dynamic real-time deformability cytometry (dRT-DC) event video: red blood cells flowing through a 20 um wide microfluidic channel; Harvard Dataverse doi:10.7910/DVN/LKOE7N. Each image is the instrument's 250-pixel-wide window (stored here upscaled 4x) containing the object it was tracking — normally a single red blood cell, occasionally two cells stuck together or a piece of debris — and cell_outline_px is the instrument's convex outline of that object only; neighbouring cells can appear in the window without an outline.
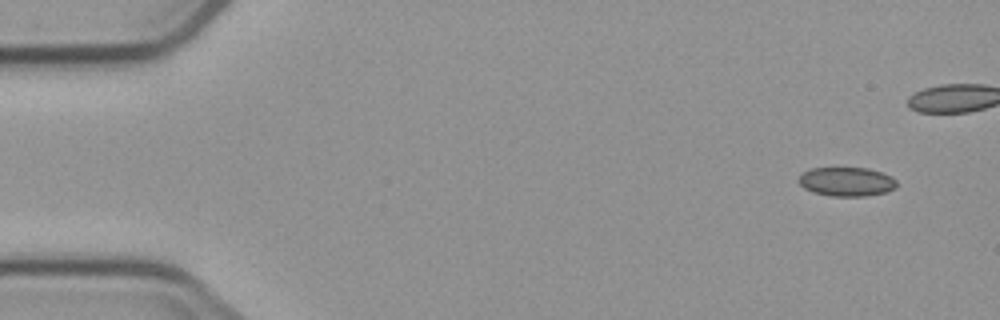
{"species": "common noctule bat (a hibernating species)", "species_latin": "Nyctalus noctula", "temperature_condition": "cold", "stored_images_in_passage": 11, "camera_frame_rate_fps": 3000, "um_per_image_px": 0.085, "animal": {"sex": "male", "body_mass_g": 23.1, "forearm_length_mm": 52.7}, "frame": {"image": 1, "passage_image": 1, "time_ms": 0.0, "image_size_px": [1000, 320], "cell_outline_px": [[896, 188], [888, 192], [864, 196], [832, 196], [812, 192], [804, 188], [796, 180], [804, 172], [812, 168], [868, 168], [892, 176], [896, 180]], "centroid_in_image_um": [71.97, 15.45], "position_along_channel_um": 13.0, "area_um2": 16.65}}
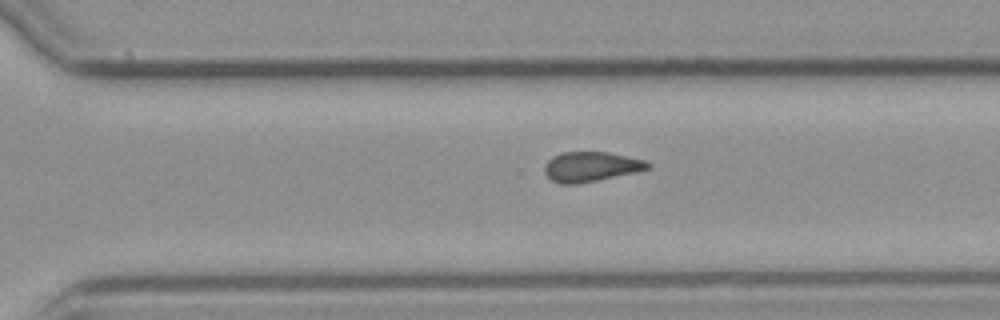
{"frame": {"image": 2, "passage_image": 11, "time_ms": 13.0, "image_size_px": [1000, 320], "cell_outline_px": [[652, 164], [648, 168], [636, 172], [576, 184], [560, 184], [552, 180], [544, 172], [544, 164], [552, 156], [560, 152], [608, 152], [644, 160]], "centroid_in_image_um": [50.19, 14.16], "position_along_channel_um": 320.4, "area_um2": 17.86}}